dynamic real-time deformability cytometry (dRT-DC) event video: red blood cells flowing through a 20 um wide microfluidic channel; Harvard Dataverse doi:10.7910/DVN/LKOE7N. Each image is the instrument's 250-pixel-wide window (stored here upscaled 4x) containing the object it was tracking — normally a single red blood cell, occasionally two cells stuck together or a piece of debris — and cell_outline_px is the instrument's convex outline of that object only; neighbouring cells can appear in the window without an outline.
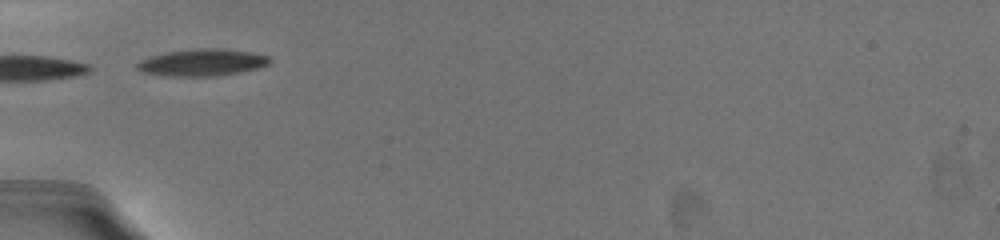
{"species": "common noctule bat (a hibernating species)", "species_latin": "Nyctalus noctula", "temperature_condition": "warm", "stored_images_in_passage": 6, "camera_frame_rate_fps": 3000, "um_per_image_px": 0.085, "animal": {"sex": "female", "body_mass_g": 19.5, "forearm_length_mm": 54.1}, "frame": {"image": 1, "passage_image": 1, "time_ms": 0.0, "image_size_px": [1000, 240], "cell_outline_px": [[272, 60], [268, 64], [260, 68], [216, 76], [168, 76], [140, 72], [136, 68], [136, 64], [140, 60], [164, 52], [196, 48], [220, 48], [252, 52], [268, 56]], "centroid_in_image_um": [17.17, 5.31], "position_along_channel_um": 67.8, "area_um2": 20.98}}